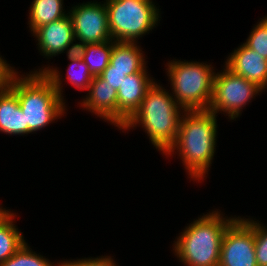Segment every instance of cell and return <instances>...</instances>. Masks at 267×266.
<instances>
[{
    "mask_svg": "<svg viewBox=\"0 0 267 266\" xmlns=\"http://www.w3.org/2000/svg\"><path fill=\"white\" fill-rule=\"evenodd\" d=\"M263 18L254 25L244 44L267 59V16Z\"/></svg>",
    "mask_w": 267,
    "mask_h": 266,
    "instance_id": "cell-21",
    "label": "cell"
},
{
    "mask_svg": "<svg viewBox=\"0 0 267 266\" xmlns=\"http://www.w3.org/2000/svg\"><path fill=\"white\" fill-rule=\"evenodd\" d=\"M138 43L113 41L110 55V71L138 73L146 67L147 61Z\"/></svg>",
    "mask_w": 267,
    "mask_h": 266,
    "instance_id": "cell-14",
    "label": "cell"
},
{
    "mask_svg": "<svg viewBox=\"0 0 267 266\" xmlns=\"http://www.w3.org/2000/svg\"><path fill=\"white\" fill-rule=\"evenodd\" d=\"M184 112L172 94L154 81L139 108L120 130L126 132L141 125L152 145L164 155L175 143Z\"/></svg>",
    "mask_w": 267,
    "mask_h": 266,
    "instance_id": "cell-3",
    "label": "cell"
},
{
    "mask_svg": "<svg viewBox=\"0 0 267 266\" xmlns=\"http://www.w3.org/2000/svg\"><path fill=\"white\" fill-rule=\"evenodd\" d=\"M80 107L117 127V90L112 88L100 76L93 77Z\"/></svg>",
    "mask_w": 267,
    "mask_h": 266,
    "instance_id": "cell-12",
    "label": "cell"
},
{
    "mask_svg": "<svg viewBox=\"0 0 267 266\" xmlns=\"http://www.w3.org/2000/svg\"><path fill=\"white\" fill-rule=\"evenodd\" d=\"M255 256L258 266H267V226L254 220Z\"/></svg>",
    "mask_w": 267,
    "mask_h": 266,
    "instance_id": "cell-22",
    "label": "cell"
},
{
    "mask_svg": "<svg viewBox=\"0 0 267 266\" xmlns=\"http://www.w3.org/2000/svg\"><path fill=\"white\" fill-rule=\"evenodd\" d=\"M0 266H62V262L52 263L48 258L33 251L26 242L14 255Z\"/></svg>",
    "mask_w": 267,
    "mask_h": 266,
    "instance_id": "cell-20",
    "label": "cell"
},
{
    "mask_svg": "<svg viewBox=\"0 0 267 266\" xmlns=\"http://www.w3.org/2000/svg\"><path fill=\"white\" fill-rule=\"evenodd\" d=\"M71 63L67 69L66 80L79 90L88 91L93 75L77 51L67 55Z\"/></svg>",
    "mask_w": 267,
    "mask_h": 266,
    "instance_id": "cell-19",
    "label": "cell"
},
{
    "mask_svg": "<svg viewBox=\"0 0 267 266\" xmlns=\"http://www.w3.org/2000/svg\"><path fill=\"white\" fill-rule=\"evenodd\" d=\"M166 64L171 93L178 105L185 111L208 110L213 96L214 67L206 62L181 59Z\"/></svg>",
    "mask_w": 267,
    "mask_h": 266,
    "instance_id": "cell-5",
    "label": "cell"
},
{
    "mask_svg": "<svg viewBox=\"0 0 267 266\" xmlns=\"http://www.w3.org/2000/svg\"><path fill=\"white\" fill-rule=\"evenodd\" d=\"M212 210L187 224L174 241L173 251L185 266H219L221 243L228 225L236 218Z\"/></svg>",
    "mask_w": 267,
    "mask_h": 266,
    "instance_id": "cell-4",
    "label": "cell"
},
{
    "mask_svg": "<svg viewBox=\"0 0 267 266\" xmlns=\"http://www.w3.org/2000/svg\"><path fill=\"white\" fill-rule=\"evenodd\" d=\"M37 70L23 76L17 73L9 85L24 114L27 135L44 129L66 113L60 71L50 65Z\"/></svg>",
    "mask_w": 267,
    "mask_h": 266,
    "instance_id": "cell-1",
    "label": "cell"
},
{
    "mask_svg": "<svg viewBox=\"0 0 267 266\" xmlns=\"http://www.w3.org/2000/svg\"><path fill=\"white\" fill-rule=\"evenodd\" d=\"M0 132L25 135V118L17 95L8 87L0 90Z\"/></svg>",
    "mask_w": 267,
    "mask_h": 266,
    "instance_id": "cell-15",
    "label": "cell"
},
{
    "mask_svg": "<svg viewBox=\"0 0 267 266\" xmlns=\"http://www.w3.org/2000/svg\"><path fill=\"white\" fill-rule=\"evenodd\" d=\"M40 54L47 59L61 53H73L77 49L72 21L69 15L37 28L33 32ZM65 51V52H64Z\"/></svg>",
    "mask_w": 267,
    "mask_h": 266,
    "instance_id": "cell-10",
    "label": "cell"
},
{
    "mask_svg": "<svg viewBox=\"0 0 267 266\" xmlns=\"http://www.w3.org/2000/svg\"><path fill=\"white\" fill-rule=\"evenodd\" d=\"M113 41L137 43L160 23V10L149 0H105Z\"/></svg>",
    "mask_w": 267,
    "mask_h": 266,
    "instance_id": "cell-6",
    "label": "cell"
},
{
    "mask_svg": "<svg viewBox=\"0 0 267 266\" xmlns=\"http://www.w3.org/2000/svg\"><path fill=\"white\" fill-rule=\"evenodd\" d=\"M113 40L78 46L76 51L89 68L93 77L99 76L109 65Z\"/></svg>",
    "mask_w": 267,
    "mask_h": 266,
    "instance_id": "cell-18",
    "label": "cell"
},
{
    "mask_svg": "<svg viewBox=\"0 0 267 266\" xmlns=\"http://www.w3.org/2000/svg\"><path fill=\"white\" fill-rule=\"evenodd\" d=\"M224 65L263 90L267 89V59L244 43L232 51Z\"/></svg>",
    "mask_w": 267,
    "mask_h": 266,
    "instance_id": "cell-13",
    "label": "cell"
},
{
    "mask_svg": "<svg viewBox=\"0 0 267 266\" xmlns=\"http://www.w3.org/2000/svg\"><path fill=\"white\" fill-rule=\"evenodd\" d=\"M63 0H33L29 10L28 25L31 32L59 20L69 13L63 9Z\"/></svg>",
    "mask_w": 267,
    "mask_h": 266,
    "instance_id": "cell-17",
    "label": "cell"
},
{
    "mask_svg": "<svg viewBox=\"0 0 267 266\" xmlns=\"http://www.w3.org/2000/svg\"><path fill=\"white\" fill-rule=\"evenodd\" d=\"M217 116L209 110L185 111L175 143L164 154L178 153L189 178L197 182L208 174L216 153Z\"/></svg>",
    "mask_w": 267,
    "mask_h": 266,
    "instance_id": "cell-2",
    "label": "cell"
},
{
    "mask_svg": "<svg viewBox=\"0 0 267 266\" xmlns=\"http://www.w3.org/2000/svg\"><path fill=\"white\" fill-rule=\"evenodd\" d=\"M71 18L77 47L112 41L109 32L108 11L103 3L87 2L74 5L68 11Z\"/></svg>",
    "mask_w": 267,
    "mask_h": 266,
    "instance_id": "cell-9",
    "label": "cell"
},
{
    "mask_svg": "<svg viewBox=\"0 0 267 266\" xmlns=\"http://www.w3.org/2000/svg\"><path fill=\"white\" fill-rule=\"evenodd\" d=\"M262 91L257 84L233 73L224 65L223 71L215 73L213 96L208 110L214 114L223 112L230 120H236L241 116L243 107Z\"/></svg>",
    "mask_w": 267,
    "mask_h": 266,
    "instance_id": "cell-7",
    "label": "cell"
},
{
    "mask_svg": "<svg viewBox=\"0 0 267 266\" xmlns=\"http://www.w3.org/2000/svg\"><path fill=\"white\" fill-rule=\"evenodd\" d=\"M219 266H258L253 219L236 216L228 225L221 243Z\"/></svg>",
    "mask_w": 267,
    "mask_h": 266,
    "instance_id": "cell-8",
    "label": "cell"
},
{
    "mask_svg": "<svg viewBox=\"0 0 267 266\" xmlns=\"http://www.w3.org/2000/svg\"><path fill=\"white\" fill-rule=\"evenodd\" d=\"M9 210L0 215V265L26 243L24 236L14 224L17 215Z\"/></svg>",
    "mask_w": 267,
    "mask_h": 266,
    "instance_id": "cell-16",
    "label": "cell"
},
{
    "mask_svg": "<svg viewBox=\"0 0 267 266\" xmlns=\"http://www.w3.org/2000/svg\"><path fill=\"white\" fill-rule=\"evenodd\" d=\"M6 210V208H3L1 205H0V215Z\"/></svg>",
    "mask_w": 267,
    "mask_h": 266,
    "instance_id": "cell-26",
    "label": "cell"
},
{
    "mask_svg": "<svg viewBox=\"0 0 267 266\" xmlns=\"http://www.w3.org/2000/svg\"><path fill=\"white\" fill-rule=\"evenodd\" d=\"M112 88L118 90L123 80L127 76V72L110 71V63L105 70L99 75Z\"/></svg>",
    "mask_w": 267,
    "mask_h": 266,
    "instance_id": "cell-24",
    "label": "cell"
},
{
    "mask_svg": "<svg viewBox=\"0 0 267 266\" xmlns=\"http://www.w3.org/2000/svg\"><path fill=\"white\" fill-rule=\"evenodd\" d=\"M62 266H118L111 256H98L97 258H82L62 261Z\"/></svg>",
    "mask_w": 267,
    "mask_h": 266,
    "instance_id": "cell-23",
    "label": "cell"
},
{
    "mask_svg": "<svg viewBox=\"0 0 267 266\" xmlns=\"http://www.w3.org/2000/svg\"><path fill=\"white\" fill-rule=\"evenodd\" d=\"M147 71L146 66L138 73L127 75L117 90V128L119 130L139 108L148 88L154 83L155 78L150 77Z\"/></svg>",
    "mask_w": 267,
    "mask_h": 266,
    "instance_id": "cell-11",
    "label": "cell"
},
{
    "mask_svg": "<svg viewBox=\"0 0 267 266\" xmlns=\"http://www.w3.org/2000/svg\"><path fill=\"white\" fill-rule=\"evenodd\" d=\"M14 67L5 61L0 55V88H8L11 84L13 77L19 73Z\"/></svg>",
    "mask_w": 267,
    "mask_h": 266,
    "instance_id": "cell-25",
    "label": "cell"
}]
</instances>
